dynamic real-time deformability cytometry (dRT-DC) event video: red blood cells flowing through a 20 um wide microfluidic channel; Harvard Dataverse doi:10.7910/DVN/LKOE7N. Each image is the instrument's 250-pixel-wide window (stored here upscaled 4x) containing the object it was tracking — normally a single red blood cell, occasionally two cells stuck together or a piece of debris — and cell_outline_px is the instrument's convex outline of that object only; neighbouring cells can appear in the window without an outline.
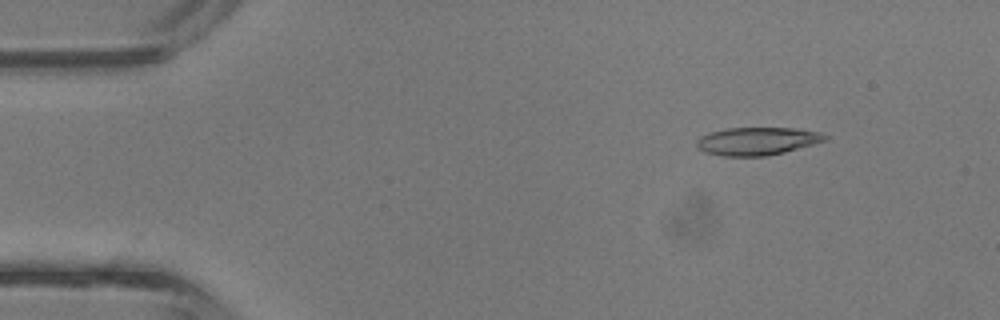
{"species": "common noctule bat (a hibernating species)", "species_latin": "Nyctalus noctula", "temperature_condition": "room temperature", "stored_images_in_passage": 38, "camera_frame_rate_fps": 3000, "um_per_image_px": 0.085, "animal": {"sex": "male", "body_mass_g": 13.3}, "frame": {"image": 1, "passage_image": 1, "time_ms": 0.0, "image_size_px": [1000, 320], "cell_outline_px": [[828, 140], [784, 152], [764, 156], [720, 156], [704, 152], [696, 144], [696, 140], [700, 136], [708, 132], [728, 128], [792, 128], [816, 132], [828, 136]], "centroid_in_image_um": [64.31, 12.0], "position_along_channel_um": 20.7, "area_um2": 20.75}}
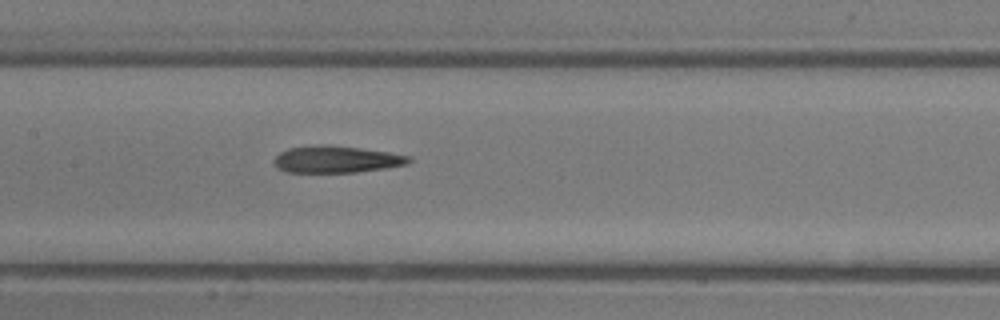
{"frame": {"image": 2, "passage_image": 16, "time_ms": 5.0, "image_size_px": [1000, 320], "cell_outline_px": [[412, 160], [408, 164], [384, 168], [356, 172], [288, 172], [280, 168], [276, 164], [276, 156], [280, 152], [288, 148], [312, 144], [328, 144], [360, 148], [388, 152], [412, 156]], "centroid_in_image_um": [28.63, 13.52], "position_along_channel_um": 178.8, "area_um2": 21.1}}
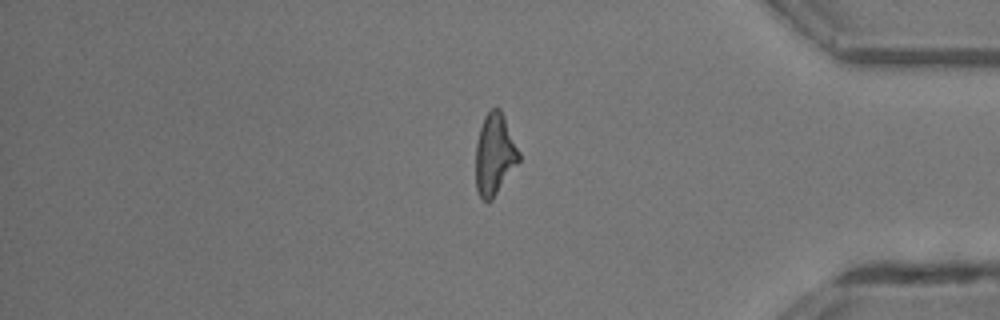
{"frame": {"image": 3, "passage_image": 31, "time_ms": 10.0, "image_size_px": [1000, 320], "cell_outline_px": [[520, 160], [492, 200], [488, 204], [480, 196], [476, 188], [476, 144], [480, 128], [484, 116], [492, 108], [500, 108], [504, 116], [520, 152]], "centroid_in_image_um": [42.04, 13.13], "position_along_channel_um": 393.2, "area_um2": 20.46}, "authors_computed_cell_mechanics": {"area_um2": 21.097, "velocity_mm_per_s": 4.8607, "shape_relaxation_time_tau1_ms": null, "shape_relaxation_time_tau2_ms": 4.1359, "deformation_change_tau1": null, "deformation_change_tau2": 0.1992}}